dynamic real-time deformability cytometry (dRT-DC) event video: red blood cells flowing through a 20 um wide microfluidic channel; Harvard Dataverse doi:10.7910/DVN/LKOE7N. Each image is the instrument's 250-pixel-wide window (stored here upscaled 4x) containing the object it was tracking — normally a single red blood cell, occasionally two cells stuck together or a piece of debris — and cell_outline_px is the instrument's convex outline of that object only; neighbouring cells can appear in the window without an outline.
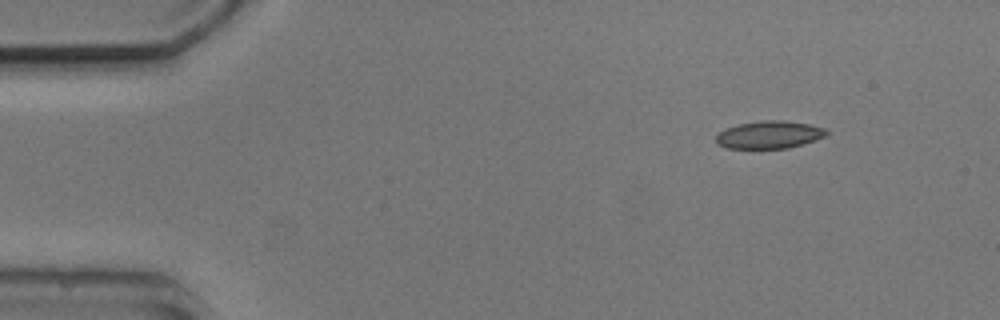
{"species": "common noctule bat (a hibernating species)", "species_latin": "Nyctalus noctula", "temperature_condition": "cold", "stored_images_in_passage": 5, "segment_of_instrument_passage": [2, 2], "camera_frame_rate_fps": 3000, "um_per_image_px": 0.085, "animal": {"sex": "male", "body_mass_g": 20.5, "forearm_length_mm": 52.5}, "frame": {"image": 1, "passage_image": 5, "time_ms": 6.0, "image_size_px": [1000, 320], "cell_outline_px": [[828, 132], [824, 136], [788, 148], [728, 148], [716, 144], [716, 136], [720, 132], [736, 124], [760, 120], [784, 120], [808, 124], [824, 128]], "centroid_in_image_um": [65.34, 11.44], "position_along_channel_um": 19.7, "area_um2": 17.51}}